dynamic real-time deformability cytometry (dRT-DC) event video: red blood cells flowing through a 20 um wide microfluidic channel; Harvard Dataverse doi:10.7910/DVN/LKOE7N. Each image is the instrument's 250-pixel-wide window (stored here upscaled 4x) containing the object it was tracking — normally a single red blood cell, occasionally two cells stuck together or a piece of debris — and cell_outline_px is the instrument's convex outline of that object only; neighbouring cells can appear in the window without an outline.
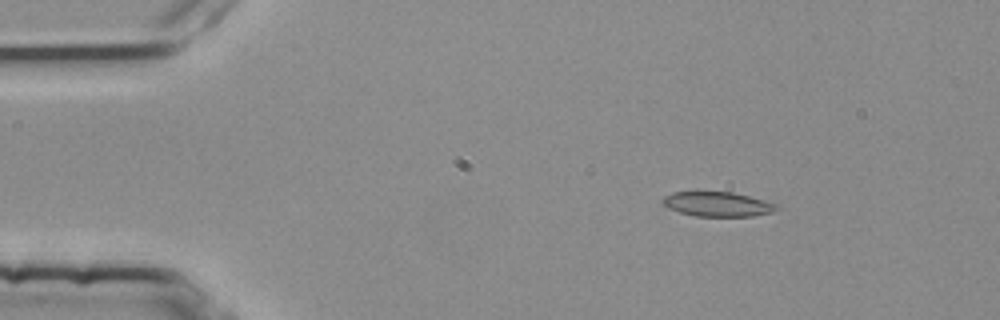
{"species": "common noctule bat (a hibernating species)", "species_latin": "Nyctalus noctula", "temperature_condition": "room temperature", "stored_images_in_passage": 3, "camera_frame_rate_fps": 3000, "um_per_image_px": 0.085, "animal": {"sex": "female", "body_mass_g": 25.1}, "frame": {"image": 1, "passage_image": 2, "time_ms": 0.333, "image_size_px": [1000, 320], "cell_outline_px": [[776, 208], [772, 212], [752, 216], [696, 216], [680, 212], [668, 208], [660, 200], [664, 196], [672, 192], [732, 192], [764, 200], [776, 204]], "centroid_in_image_um": [60.94, 17.35], "position_along_channel_um": 24.1, "area_um2": 16.13}}